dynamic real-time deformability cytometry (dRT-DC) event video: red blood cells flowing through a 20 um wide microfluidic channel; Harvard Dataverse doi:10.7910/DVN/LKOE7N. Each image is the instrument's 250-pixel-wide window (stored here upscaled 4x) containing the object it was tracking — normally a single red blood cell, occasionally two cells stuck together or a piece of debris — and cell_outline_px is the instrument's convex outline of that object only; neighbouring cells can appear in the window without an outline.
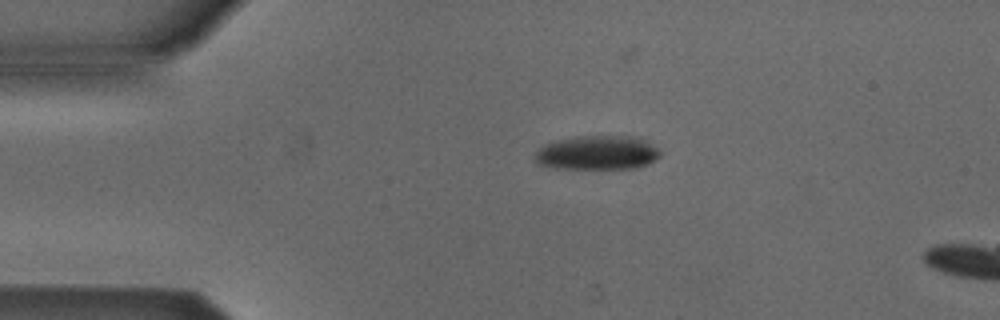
{"species": "Egyptian fruit bat (a non-hibernating species)", "species_latin": "Rousettus aegyptiacus", "temperature_condition": "cold", "stored_images_in_passage": 3, "camera_frame_rate_fps": 3000, "um_per_image_px": 0.085, "animal": {"sex": "male"}, "frame": {"image": 1, "passage_image": 1, "time_ms": 0.0, "image_size_px": [1000, 320], "cell_outline_px": [[660, 156], [656, 160], [648, 164], [636, 168], [548, 168], [536, 164], [536, 152], [544, 144], [556, 140], [580, 136], [628, 136], [644, 140], [656, 148], [660, 152]], "centroid_in_image_um": [50.74, 12.99], "position_along_channel_um": 34.3, "area_um2": 24.8}}